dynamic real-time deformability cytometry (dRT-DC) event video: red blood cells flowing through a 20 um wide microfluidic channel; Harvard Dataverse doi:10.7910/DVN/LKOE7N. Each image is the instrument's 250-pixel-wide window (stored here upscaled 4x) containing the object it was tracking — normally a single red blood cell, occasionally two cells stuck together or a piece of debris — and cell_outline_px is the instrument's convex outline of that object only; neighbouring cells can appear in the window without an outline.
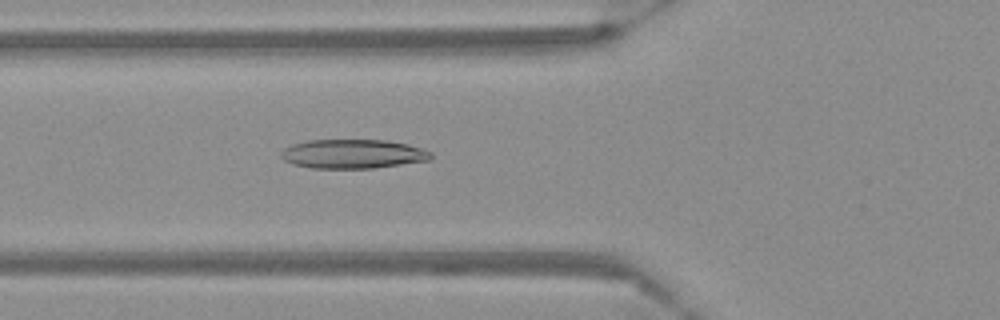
{"species": "Egyptian fruit bat (a non-hibernating species)", "species_latin": "Rousettus aegyptiacus", "temperature_condition": "warm", "stored_images_in_passage": 42, "camera_frame_rate_fps": 3000, "um_per_image_px": 0.085, "frame": {"image": 1, "passage_image": 7, "time_ms": 2.0, "image_size_px": [1000, 320], "cell_outline_px": [[432, 160], [372, 168], [312, 168], [292, 164], [284, 160], [280, 156], [280, 152], [284, 148], [292, 144], [308, 140], [388, 140], [408, 144], [432, 152]], "centroid_in_image_um": [29.99, 13.08], "position_along_channel_um": 95.8, "area_um2": 25.55}}
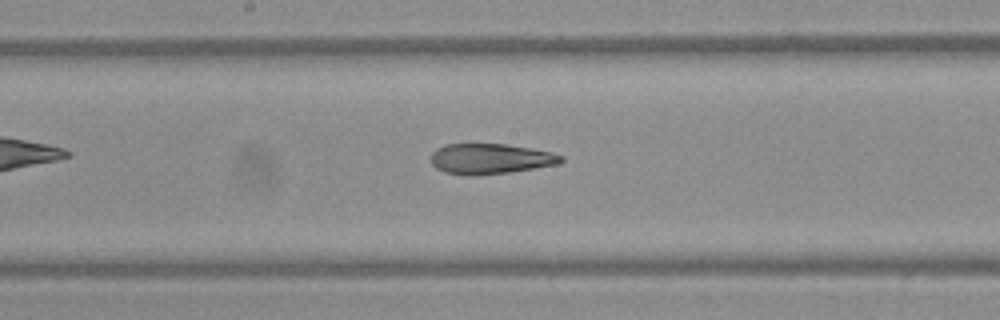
{"frame": {"image": 2, "passage_image": 16, "time_ms": 5.0, "image_size_px": [1000, 320], "cell_outline_px": [[564, 160], [560, 164], [508, 172], [472, 176], [464, 176], [444, 172], [436, 168], [432, 164], [432, 152], [436, 148], [444, 144], [504, 144], [532, 148], [552, 152], [564, 156]], "centroid_in_image_um": [41.68, 13.5], "position_along_channel_um": 206.5, "area_um2": 23.24}}
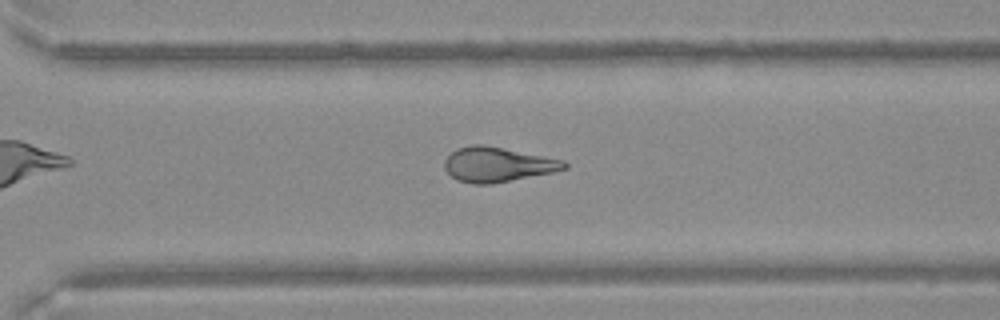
{"frame": {"image": 3, "passage_image": 26, "time_ms": 8.333, "image_size_px": [1000, 320], "cell_outline_px": [[568, 168], [552, 172], [492, 184], [472, 184], [456, 180], [444, 168], [444, 160], [456, 148], [472, 144], [484, 144], [564, 160], [568, 164]], "centroid_in_image_um": [42.27, 13.98], "position_along_channel_um": 328.3, "area_um2": 24.28}}